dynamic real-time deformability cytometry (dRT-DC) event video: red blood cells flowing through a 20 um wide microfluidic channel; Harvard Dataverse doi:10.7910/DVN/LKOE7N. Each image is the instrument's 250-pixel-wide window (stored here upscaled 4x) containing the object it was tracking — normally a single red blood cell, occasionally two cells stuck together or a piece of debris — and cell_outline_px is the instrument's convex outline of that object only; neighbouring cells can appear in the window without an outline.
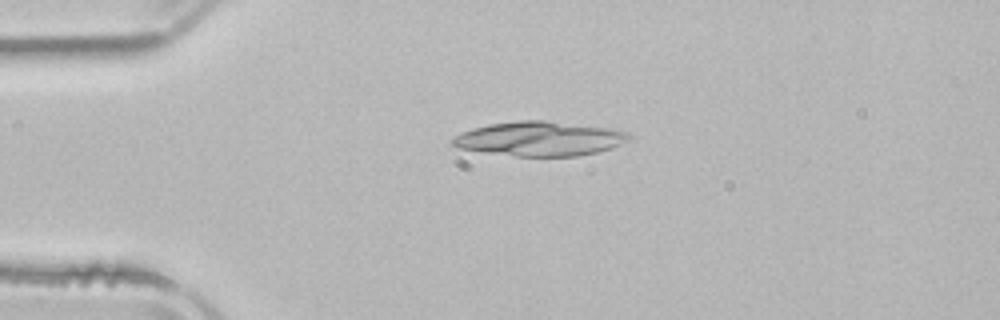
{"species": "common noctule bat (a hibernating species)", "species_latin": "Nyctalus noctula", "temperature_condition": "room temperature", "stored_images_in_passage": 3, "camera_frame_rate_fps": 3000, "um_per_image_px": 0.085, "animal": {"sex": "male", "body_mass_g": 21.5, "forearm_length_mm": 52.0}, "frame": {"image": 1, "passage_image": 2, "time_ms": 1.333, "image_size_px": [1000, 320], "cell_outline_px": [[632, 136], [628, 140], [612, 148], [580, 156], [516, 156], [460, 148], [452, 144], [452, 136], [460, 132], [472, 128], [488, 124], [520, 120], [544, 120], [608, 128], [628, 132]], "centroid_in_image_um": [45.86, 11.78], "position_along_channel_um": 39.1, "area_um2": 35.26}}